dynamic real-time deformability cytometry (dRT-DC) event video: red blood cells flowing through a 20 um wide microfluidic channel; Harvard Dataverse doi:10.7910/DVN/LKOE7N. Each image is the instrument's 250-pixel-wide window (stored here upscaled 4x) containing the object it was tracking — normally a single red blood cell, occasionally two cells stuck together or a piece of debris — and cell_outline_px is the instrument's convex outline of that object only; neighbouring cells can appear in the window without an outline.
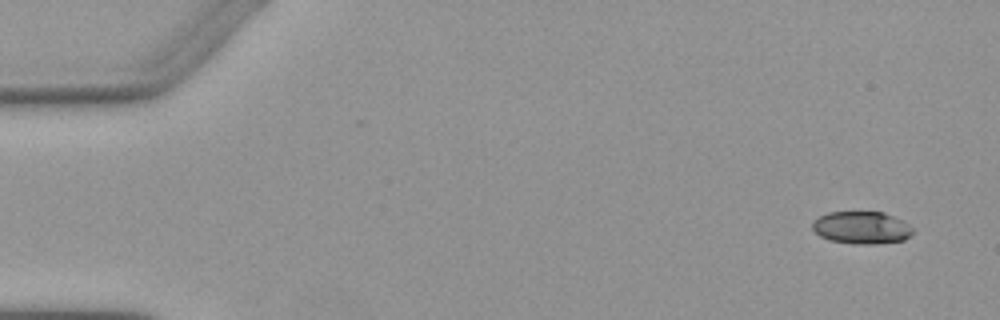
{"species": "Egyptian fruit bat (a non-hibernating species)", "species_latin": "Rousettus aegyptiacus", "temperature_condition": "warm", "stored_images_in_passage": 7, "camera_frame_rate_fps": 3000, "um_per_image_px": 0.085, "animal": {"sex": "female"}, "frame": {"image": 1, "passage_image": 1, "time_ms": 0.0, "image_size_px": [1000, 320], "cell_outline_px": [[912, 232], [904, 240], [876, 244], [852, 244], [828, 240], [820, 236], [812, 228], [812, 220], [828, 212], [884, 212], [908, 224], [912, 228]], "centroid_in_image_um": [73.19, 19.36], "position_along_channel_um": 11.8, "area_um2": 18.96}}
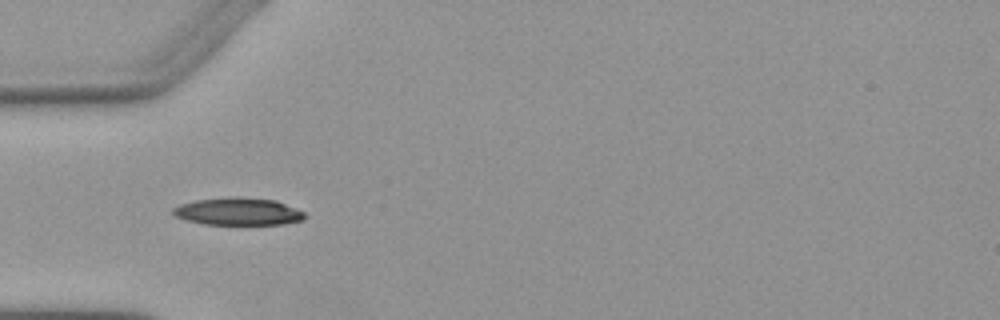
{"frame": {"image": 2, "passage_image": 5, "time_ms": 4.667, "image_size_px": [1000, 320], "cell_outline_px": [[304, 220], [284, 224], [204, 224], [184, 220], [176, 216], [172, 212], [172, 208], [180, 204], [196, 200], [276, 200], [296, 208], [304, 212]], "centroid_in_image_um": [20.24, 18.04], "position_along_channel_um": 64.8, "area_um2": 19.94}}
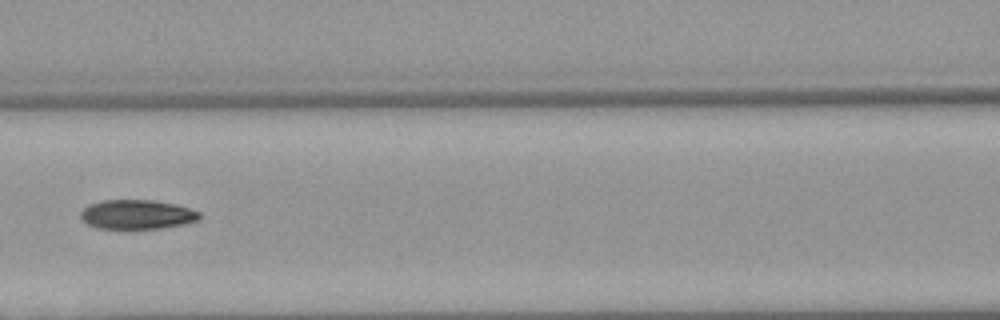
{"frame": {"image": 3, "passage_image": 7, "time_ms": 7.0, "image_size_px": [1000, 320], "cell_outline_px": [[200, 216], [196, 220], [184, 224], [164, 228], [96, 228], [80, 220], [80, 212], [88, 204], [100, 200], [152, 200], [176, 204], [200, 212]], "centroid_in_image_um": [11.59, 18.22], "position_along_channel_um": 155.0, "area_um2": 20.35}}